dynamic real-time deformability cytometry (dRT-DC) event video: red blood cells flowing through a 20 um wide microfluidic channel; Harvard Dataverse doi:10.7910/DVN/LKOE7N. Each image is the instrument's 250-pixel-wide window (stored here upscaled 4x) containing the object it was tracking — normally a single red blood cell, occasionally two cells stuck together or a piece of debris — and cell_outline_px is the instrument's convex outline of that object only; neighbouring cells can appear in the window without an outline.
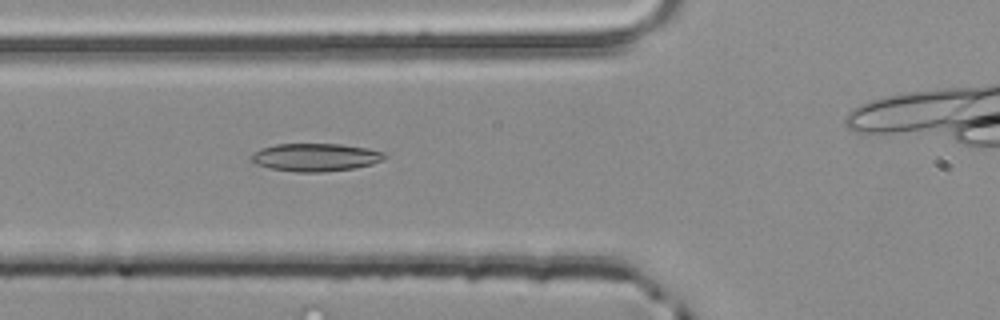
{"species": "common noctule bat (a hibernating species)", "species_latin": "Nyctalus noctula", "temperature_condition": "room temperature", "stored_images_in_passage": 28, "camera_frame_rate_fps": 3000, "um_per_image_px": 0.085, "animal": {"sex": "male", "body_mass_g": 20.4}, "frame": {"image": 1, "passage_image": 6, "time_ms": 1.667, "image_size_px": [1000, 320], "cell_outline_px": [[388, 156], [384, 160], [372, 164], [352, 168], [320, 172], [296, 172], [272, 168], [256, 164], [252, 160], [252, 152], [260, 148], [276, 144], [340, 144], [368, 148], [384, 152]], "centroid_in_image_um": [26.84, 13.36], "position_along_channel_um": 99.0, "area_um2": 21.62}}
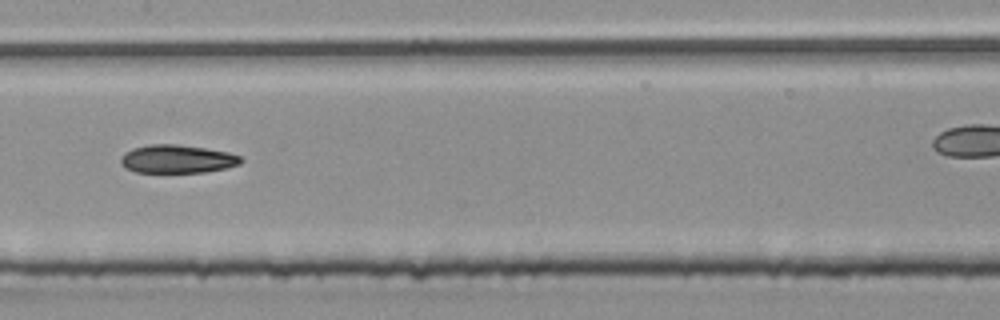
{"frame": {"image": 2, "passage_image": 13, "time_ms": 4.0, "image_size_px": [1000, 320], "cell_outline_px": [[244, 160], [240, 164], [224, 168], [204, 172], [136, 172], [124, 168], [120, 164], [120, 156], [124, 152], [132, 148], [148, 144], [176, 144], [204, 148], [228, 152], [240, 156]], "centroid_in_image_um": [15.01, 13.51], "position_along_channel_um": 192.4, "area_um2": 19.88}}
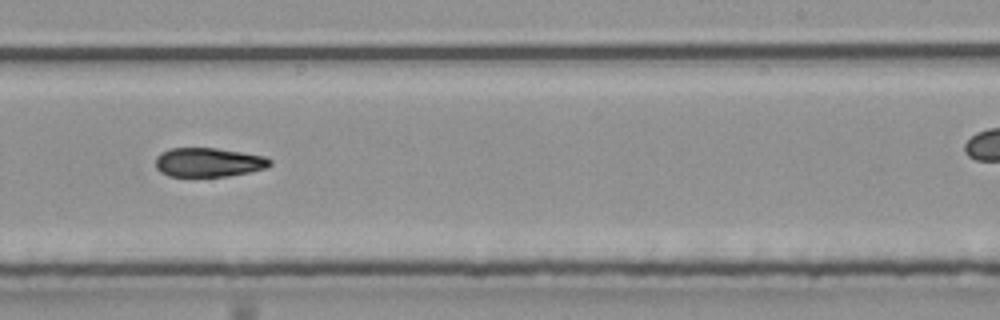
{"frame": {"image": 3, "passage_image": 19, "time_ms": 6.0, "image_size_px": [1000, 320], "cell_outline_px": [[272, 164], [264, 168], [248, 172], [228, 176], [168, 176], [160, 172], [156, 168], [156, 156], [160, 152], [172, 148], [216, 148], [264, 156], [272, 160]], "centroid_in_image_um": [17.69, 13.79], "position_along_channel_um": 271.3, "area_um2": 19.31}, "authors_computed_cell_mechanics": {"area_um2": 20.4612, "velocity_mm_per_s": 3.9711, "shape_relaxation_time_tau1_ms": null, "shape_relaxation_time_tau2_ms": 9.8214, "deformation_change_tau1": null, "deformation_change_tau2": 0.1577}}